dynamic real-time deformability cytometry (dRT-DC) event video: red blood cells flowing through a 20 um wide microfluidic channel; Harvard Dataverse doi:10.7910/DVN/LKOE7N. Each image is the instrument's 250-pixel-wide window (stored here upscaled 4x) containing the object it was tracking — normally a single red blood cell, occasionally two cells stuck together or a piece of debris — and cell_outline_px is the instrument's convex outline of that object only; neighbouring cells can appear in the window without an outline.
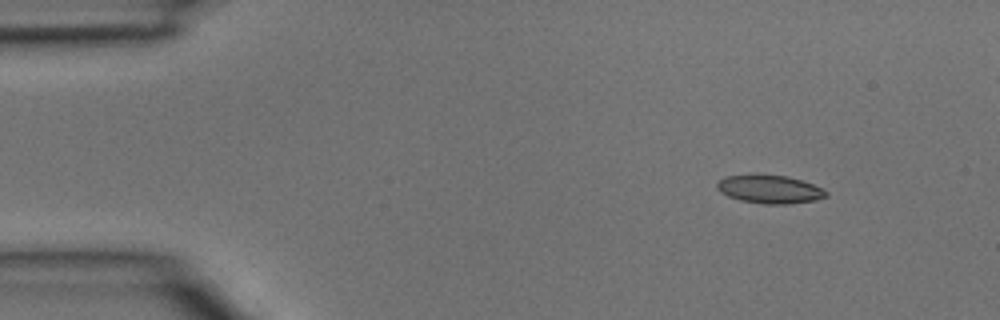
{"species": "common noctule bat (a hibernating species)", "species_latin": "Nyctalus noctula", "temperature_condition": "room temperature", "stored_images_in_passage": 4, "segment_of_instrument_passage": [1, 2], "camera_frame_rate_fps": 3000, "um_per_image_px": 0.085, "animal": {"sex": "male", "body_mass_g": 15.6}, "frame": {"image": 1, "passage_image": 1, "time_ms": 0.0, "image_size_px": [1000, 320], "cell_outline_px": [[828, 196], [816, 200], [788, 204], [764, 204], [740, 200], [728, 196], [720, 192], [716, 188], [716, 184], [724, 176], [752, 172], [756, 172], [788, 176], [812, 184], [828, 192]], "centroid_in_image_um": [65.36, 16.05], "position_along_channel_um": 19.6, "area_um2": 18.55}}